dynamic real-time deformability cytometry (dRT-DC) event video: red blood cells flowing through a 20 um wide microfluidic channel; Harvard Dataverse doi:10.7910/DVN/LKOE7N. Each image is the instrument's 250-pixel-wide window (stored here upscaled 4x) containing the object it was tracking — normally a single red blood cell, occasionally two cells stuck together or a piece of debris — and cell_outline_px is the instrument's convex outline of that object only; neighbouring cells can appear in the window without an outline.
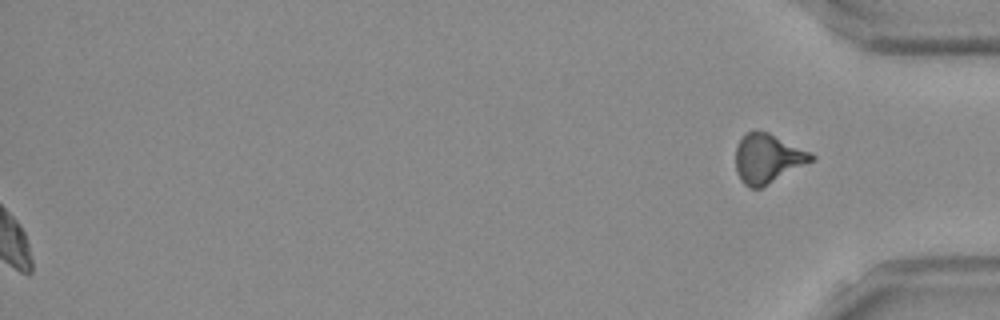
{"species": "Egyptian fruit bat (a non-hibernating species)", "species_latin": "Rousettus aegyptiacus", "temperature_condition": "room temperature", "stored_images_in_passage": 43, "segment_of_instrument_passage": [2, 2], "camera_frame_rate_fps": 3000, "um_per_image_px": 0.085, "frame": {"image": 1, "passage_image": 43, "time_ms": 14.0, "image_size_px": [1000, 320], "cell_outline_px": [[816, 160], [760, 188], [752, 188], [744, 184], [740, 180], [736, 172], [736, 144], [748, 132], [768, 132], [812, 152], [816, 156]], "centroid_in_image_um": [65.29, 13.48], "position_along_channel_um": 369.9, "area_um2": 21.73}}